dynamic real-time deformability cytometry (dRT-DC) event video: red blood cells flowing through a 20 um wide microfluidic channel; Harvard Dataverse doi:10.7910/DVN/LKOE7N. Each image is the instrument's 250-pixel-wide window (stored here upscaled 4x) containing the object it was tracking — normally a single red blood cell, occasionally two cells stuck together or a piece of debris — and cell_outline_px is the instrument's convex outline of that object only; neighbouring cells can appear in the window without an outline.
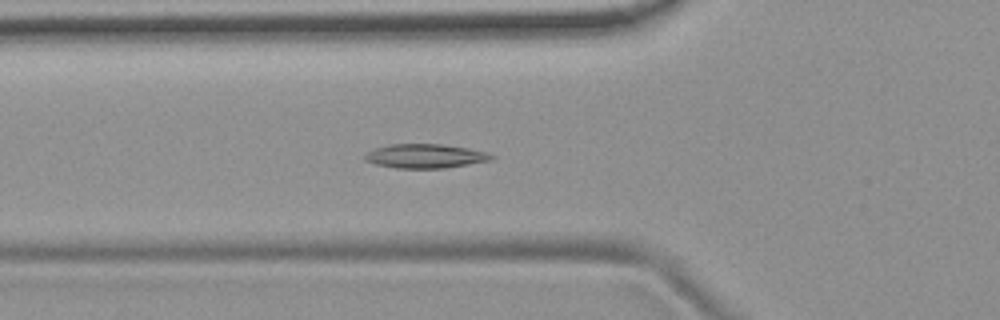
{"species": "common noctule bat (a hibernating species)", "species_latin": "Nyctalus noctula", "temperature_condition": "room temperature", "stored_images_in_passage": 54, "camera_frame_rate_fps": 3000, "um_per_image_px": 0.085, "animal": {"sex": "female", "body_mass_g": 19.9}, "frame": {"image": 1, "passage_image": 19, "time_ms": 6.0, "image_size_px": [1000, 320], "cell_outline_px": [[496, 156], [492, 160], [444, 168], [396, 168], [376, 164], [364, 160], [364, 156], [368, 152], [376, 148], [388, 144], [440, 144], [468, 148], [488, 152]], "centroid_in_image_um": [36.17, 13.26], "position_along_channel_um": 89.6, "area_um2": 17.74}}
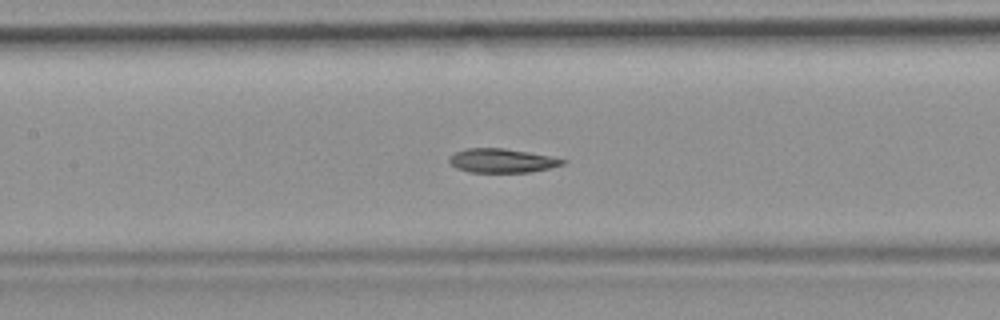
{"frame": {"image": 2, "passage_image": 25, "time_ms": 8.0, "image_size_px": [1000, 320], "cell_outline_px": [[568, 160], [564, 164], [548, 168], [528, 172], [468, 172], [456, 168], [448, 160], [456, 152], [468, 148], [504, 148], [552, 156]], "centroid_in_image_um": [42.69, 13.65], "position_along_channel_um": 164.7, "area_um2": 15.72}}
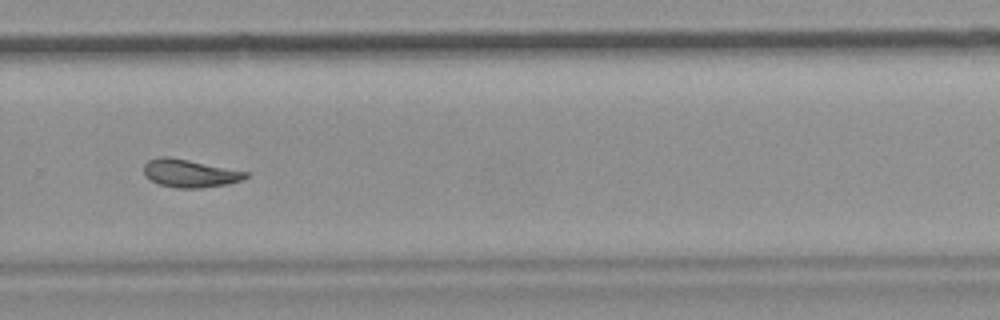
{"frame": {"image": 3, "passage_image": 37, "time_ms": 12.0, "image_size_px": [1000, 320], "cell_outline_px": [[248, 176], [244, 180], [228, 184], [200, 188], [176, 188], [160, 184], [144, 176], [144, 164], [148, 160], [160, 156], [168, 156], [248, 172]], "centroid_in_image_um": [16.13, 14.73], "position_along_channel_um": 313.7, "area_um2": 16.53}, "authors_computed_cell_mechanics": {"area_um2": 17.2533, "velocity_mm_per_s": 3.7359, "shape_relaxation_time_tau1_ms": 10.5662, "shape_relaxation_time_tau2_ms": 6.5294, "deformation_change_tau1": 0.182, "deformation_change_tau2": 0.117}}